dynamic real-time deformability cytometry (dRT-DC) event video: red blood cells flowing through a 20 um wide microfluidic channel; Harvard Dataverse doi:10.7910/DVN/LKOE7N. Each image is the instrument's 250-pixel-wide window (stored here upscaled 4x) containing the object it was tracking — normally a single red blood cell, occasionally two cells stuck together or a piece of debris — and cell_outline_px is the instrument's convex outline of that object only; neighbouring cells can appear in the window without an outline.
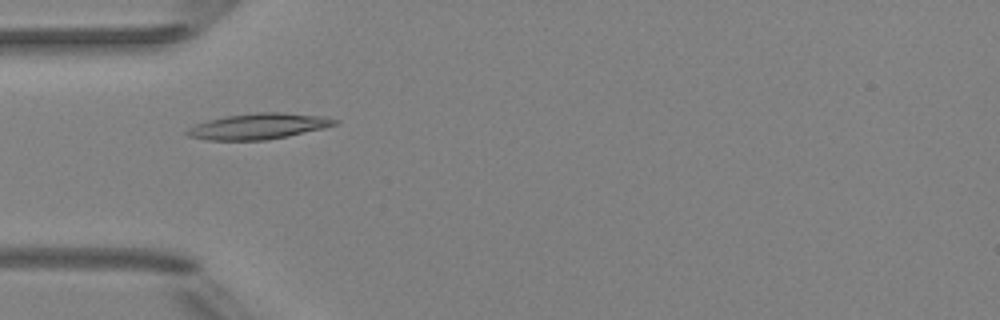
{"species": "Egyptian fruit bat (a non-hibernating species)", "species_latin": "Rousettus aegyptiacus", "temperature_condition": "room temperature", "stored_images_in_passage": 3, "camera_frame_rate_fps": 3000, "um_per_image_px": 0.085, "animal": {"sex": "female"}, "frame": {"image": 1, "passage_image": 1, "time_ms": 0.0, "image_size_px": [1000, 320], "cell_outline_px": [[340, 120], [336, 124], [324, 128], [288, 136], [268, 140], [208, 140], [188, 136], [184, 132], [188, 128], [196, 124], [208, 120], [228, 116], [256, 112], [284, 112], [324, 116]], "centroid_in_image_um": [21.99, 10.73], "position_along_channel_um": 63.0, "area_um2": 22.25}}
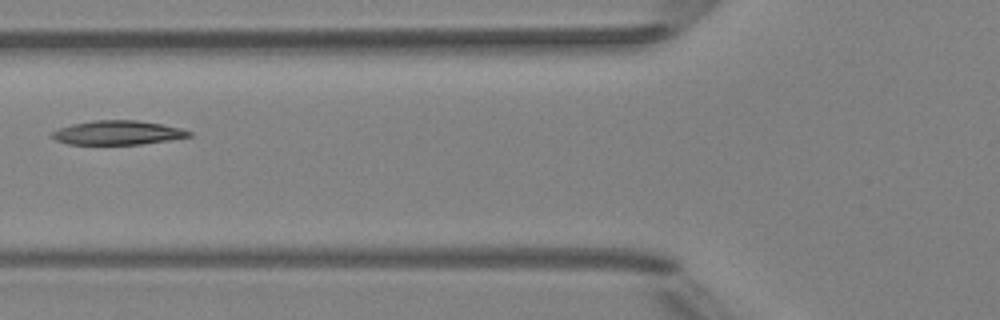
{"frame": {"image": 2, "passage_image": 2, "time_ms": 1.333, "image_size_px": [1000, 320], "cell_outline_px": [[192, 136], [168, 140], [140, 144], [68, 144], [56, 140], [52, 136], [52, 132], [60, 128], [72, 124], [96, 120], [136, 120], [160, 124], [180, 128], [192, 132]], "centroid_in_image_um": [10.01, 11.28], "position_along_channel_um": 115.8, "area_um2": 18.96}}
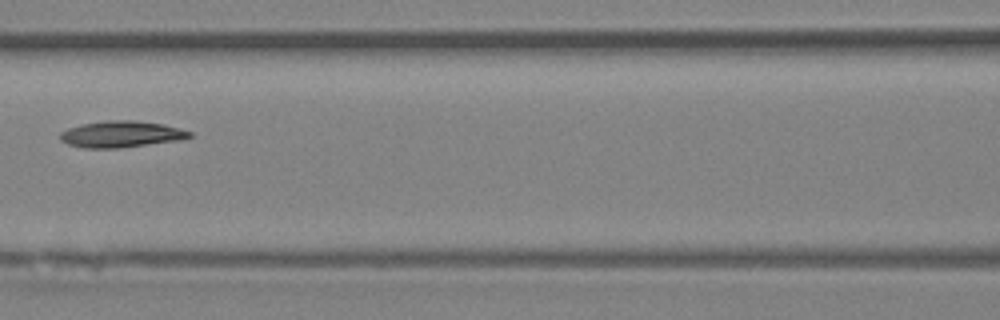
{"frame": {"image": 3, "passage_image": 3, "time_ms": 2.333, "image_size_px": [1000, 320], "cell_outline_px": [[192, 136], [180, 140], [120, 148], [84, 148], [68, 144], [60, 140], [60, 132], [68, 128], [80, 124], [104, 120], [136, 120], [164, 124], [192, 132]], "centroid_in_image_um": [10.28, 11.4], "position_along_channel_um": 156.3, "area_um2": 20.06}}